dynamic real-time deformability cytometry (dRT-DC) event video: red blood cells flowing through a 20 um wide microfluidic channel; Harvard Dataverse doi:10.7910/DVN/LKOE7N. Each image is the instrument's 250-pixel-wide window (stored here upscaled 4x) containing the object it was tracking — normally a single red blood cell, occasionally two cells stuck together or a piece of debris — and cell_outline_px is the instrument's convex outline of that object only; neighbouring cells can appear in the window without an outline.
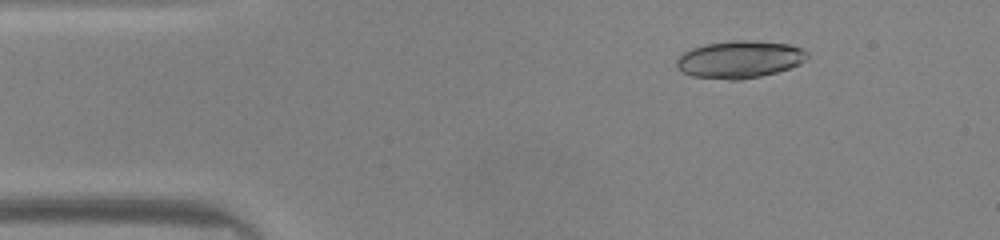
{"species": "common noctule bat (a hibernating species)", "species_latin": "Nyctalus noctula", "temperature_condition": "warm", "stored_images_in_passage": 47, "camera_frame_rate_fps": 3000, "um_per_image_px": 0.085, "animal": {"sex": "male", "body_mass_g": 20.0, "forearm_length_mm": 53.3}, "frame": {"image": 1, "passage_image": 6, "time_ms": 1.667, "image_size_px": [1000, 240], "cell_outline_px": [[808, 56], [800, 64], [776, 72], [760, 76], [740, 80], [728, 80], [692, 76], [684, 72], [676, 64], [676, 60], [684, 52], [692, 48], [704, 44], [732, 40], [744, 40], [788, 44], [804, 48], [808, 52]], "centroid_in_image_um": [62.88, 5.04], "position_along_channel_um": 22.1, "area_um2": 28.32}}